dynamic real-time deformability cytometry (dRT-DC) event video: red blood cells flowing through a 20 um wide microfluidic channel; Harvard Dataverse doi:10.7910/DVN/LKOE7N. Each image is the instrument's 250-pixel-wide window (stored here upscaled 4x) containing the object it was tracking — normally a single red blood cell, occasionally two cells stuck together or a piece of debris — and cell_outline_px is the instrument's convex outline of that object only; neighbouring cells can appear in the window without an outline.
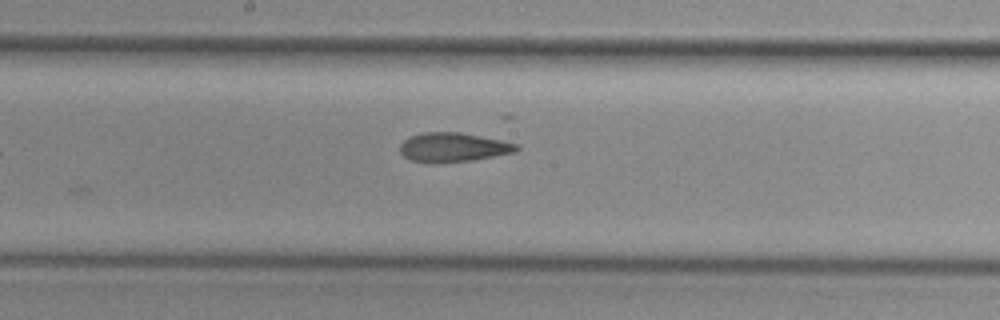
{"species": "common noctule bat (a hibernating species)", "species_latin": "Nyctalus noctula", "temperature_condition": "cold", "stored_images_in_passage": 11, "segment_of_instrument_passage": [1, 2], "camera_frame_rate_fps": 3000, "um_per_image_px": 0.085, "animal": {"sex": "female", "body_mass_g": 29.2, "forearm_length_mm": 56.3}, "frame": {"image": 1, "passage_image": 10, "time_ms": 10.667, "image_size_px": [1000, 320], "cell_outline_px": [[520, 148], [516, 152], [472, 160], [432, 164], [412, 160], [404, 156], [400, 152], [400, 144], [408, 136], [424, 132], [460, 132], [500, 140], [516, 144]], "centroid_in_image_um": [38.48, 12.52], "position_along_channel_um": 209.7, "area_um2": 19.88}}